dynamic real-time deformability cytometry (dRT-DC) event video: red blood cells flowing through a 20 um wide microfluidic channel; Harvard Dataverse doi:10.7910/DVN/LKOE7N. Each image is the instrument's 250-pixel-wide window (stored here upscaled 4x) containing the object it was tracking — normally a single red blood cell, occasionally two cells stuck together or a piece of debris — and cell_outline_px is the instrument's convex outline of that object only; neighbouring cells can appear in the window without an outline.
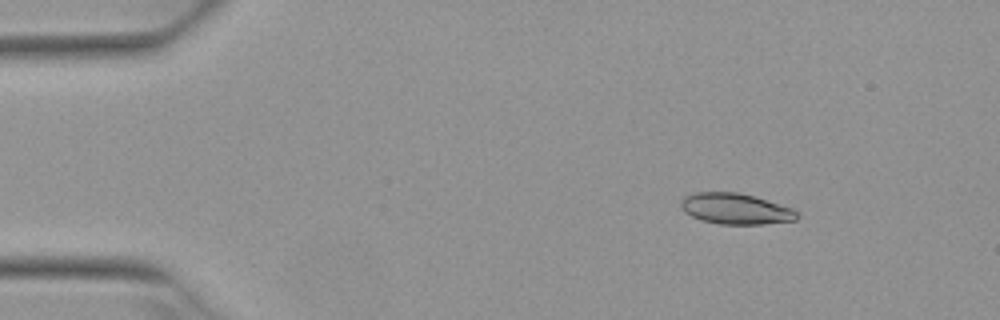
{"species": "Egyptian fruit bat (a non-hibernating species)", "species_latin": "Rousettus aegyptiacus", "temperature_condition": "warm", "stored_images_in_passage": 5, "camera_frame_rate_fps": 3000, "um_per_image_px": 0.085, "animal": {"sex": "female"}, "frame": {"image": 1, "passage_image": 2, "time_ms": 0.333, "image_size_px": [1000, 320], "cell_outline_px": [[800, 216], [796, 220], [764, 224], [720, 224], [700, 220], [684, 212], [680, 208], [680, 200], [684, 196], [696, 192], [736, 192], [752, 196], [792, 208], [800, 212]], "centroid_in_image_um": [62.51, 17.75], "position_along_channel_um": 22.5, "area_um2": 20.98}}